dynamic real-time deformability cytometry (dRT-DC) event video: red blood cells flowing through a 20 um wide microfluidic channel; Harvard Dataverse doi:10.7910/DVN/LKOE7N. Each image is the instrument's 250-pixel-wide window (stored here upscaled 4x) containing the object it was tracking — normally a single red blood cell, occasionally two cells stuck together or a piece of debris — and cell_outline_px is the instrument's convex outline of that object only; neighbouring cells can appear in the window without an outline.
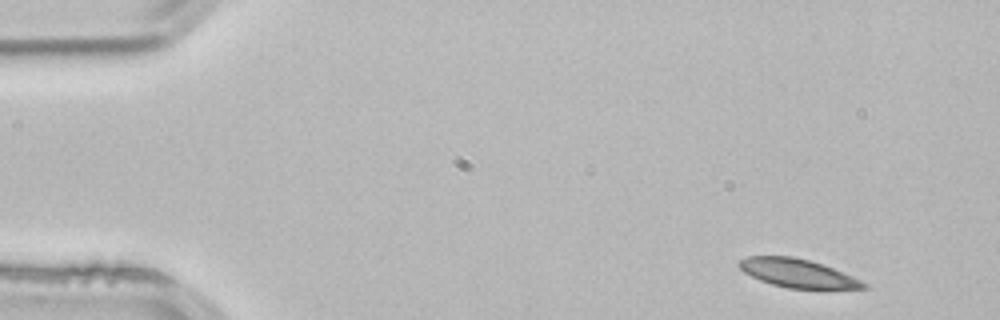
{"species": "common noctule bat (a hibernating species)", "species_latin": "Nyctalus noctula", "temperature_condition": "room temperature", "stored_images_in_passage": 3, "camera_frame_rate_fps": 3000, "um_per_image_px": 0.085, "animal": {"sex": "male", "body_mass_g": 21.5, "forearm_length_mm": 52.0}, "frame": {"image": 1, "passage_image": 1, "time_ms": 0.0, "image_size_px": [1000, 320], "cell_outline_px": [[868, 288], [788, 288], [772, 284], [760, 280], [744, 272], [736, 264], [740, 260], [748, 256], [792, 256], [824, 264], [852, 276], [868, 284]], "centroid_in_image_um": [67.77, 23.21], "position_along_channel_um": 17.2, "area_um2": 20.4}}
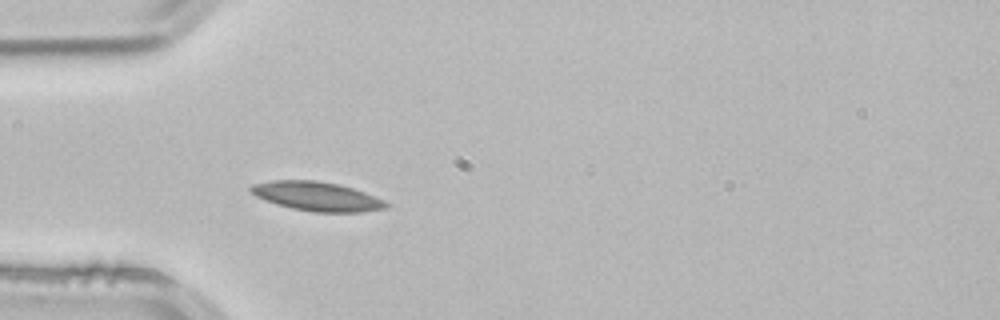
{"frame": {"image": 2, "passage_image": 3, "time_ms": 0.667, "image_size_px": [1000, 320], "cell_outline_px": [[388, 208], [360, 212], [312, 212], [292, 208], [276, 204], [256, 196], [248, 188], [252, 184], [272, 180], [316, 180], [340, 184], [364, 192], [384, 200], [388, 204]], "centroid_in_image_um": [26.93, 16.68], "position_along_channel_um": 58.1, "area_um2": 22.95}}